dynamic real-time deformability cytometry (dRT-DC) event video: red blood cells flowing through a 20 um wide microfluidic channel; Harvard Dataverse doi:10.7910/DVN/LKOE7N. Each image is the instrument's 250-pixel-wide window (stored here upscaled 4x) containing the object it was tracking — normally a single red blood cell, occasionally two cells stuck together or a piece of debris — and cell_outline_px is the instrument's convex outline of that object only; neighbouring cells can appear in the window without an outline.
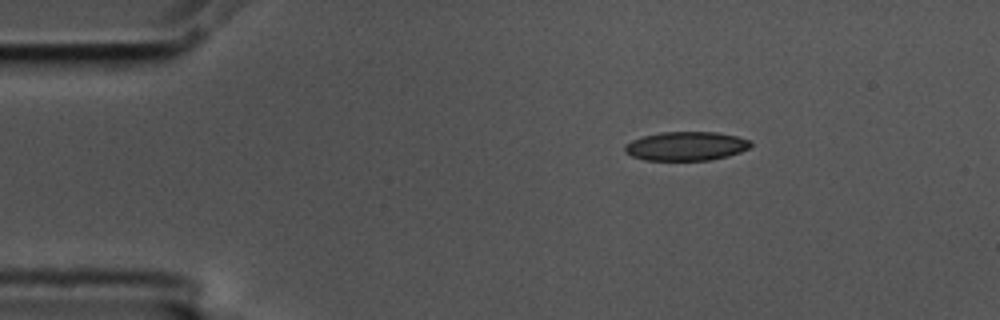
{"species": "common noctule bat (a hibernating species)", "species_latin": "Nyctalus noctula", "temperature_condition": "cold", "stored_images_in_passage": 48, "camera_frame_rate_fps": 3000, "um_per_image_px": 0.085, "animal": {"sex": "male", "body_mass_g": 17.5, "forearm_length_mm": 52.3}, "frame": {"image": 1, "passage_image": 1, "time_ms": 0.0, "image_size_px": [1000, 320], "cell_outline_px": [[752, 144], [748, 148], [740, 152], [728, 156], [712, 160], [644, 160], [632, 156], [624, 152], [624, 144], [632, 140], [644, 136], [660, 132], [716, 132], [736, 136], [752, 140]], "centroid_in_image_um": [58.32, 12.42], "position_along_channel_um": 26.7, "area_um2": 21.33}}
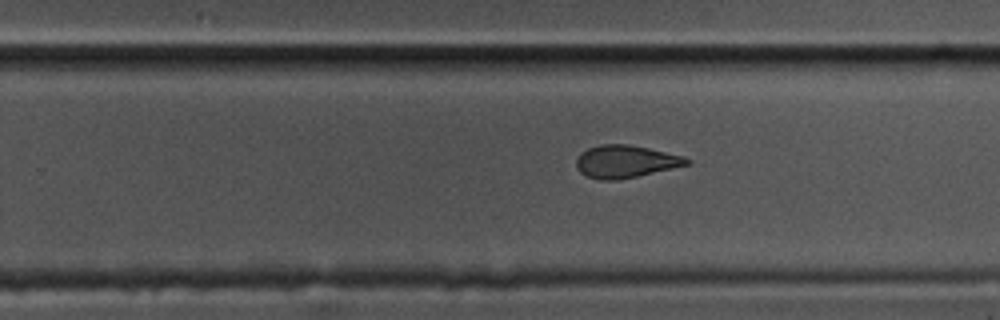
{"frame": {"image": 2, "passage_image": 27, "time_ms": 8.667, "image_size_px": [1000, 320], "cell_outline_px": [[692, 164], [636, 176], [616, 180], [600, 180], [584, 176], [576, 168], [576, 160], [580, 152], [588, 148], [600, 144], [628, 144], [648, 148], [684, 156], [692, 160]], "centroid_in_image_um": [53.16, 13.73], "position_along_channel_um": 276.6, "area_um2": 21.1}}
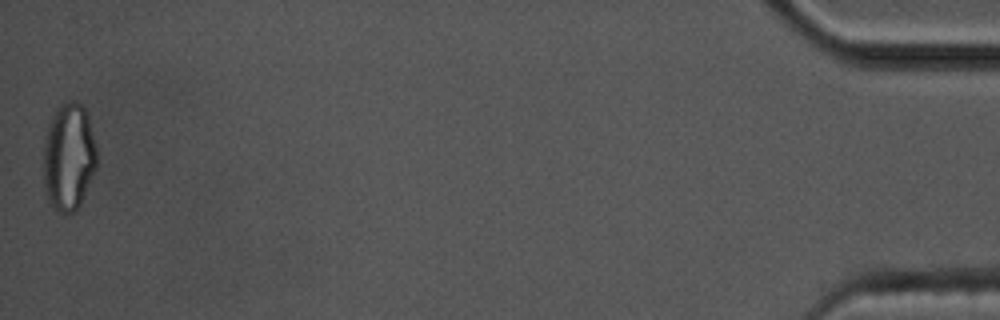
{"frame": {"image": 3, "passage_image": 48, "time_ms": 15.667, "image_size_px": [1000, 320], "cell_outline_px": [[96, 168], [80, 204], [76, 212], [64, 216], [48, 204], [44, 192], [44, 136], [48, 124], [56, 108], [60, 104], [68, 100], [76, 100], [84, 108], [88, 116], [96, 148]], "centroid_in_image_um": [5.81, 13.37], "position_along_channel_um": 429.4, "area_um2": 33.99}, "authors_computed_cell_mechanics": {"area_um2": 21.964, "velocity_mm_per_s": 3.5497, "shape_relaxation_time_tau1_ms": null, "shape_relaxation_time_tau2_ms": 2.7003, "deformation_change_tau1": null, "deformation_change_tau2": 0.0911}}